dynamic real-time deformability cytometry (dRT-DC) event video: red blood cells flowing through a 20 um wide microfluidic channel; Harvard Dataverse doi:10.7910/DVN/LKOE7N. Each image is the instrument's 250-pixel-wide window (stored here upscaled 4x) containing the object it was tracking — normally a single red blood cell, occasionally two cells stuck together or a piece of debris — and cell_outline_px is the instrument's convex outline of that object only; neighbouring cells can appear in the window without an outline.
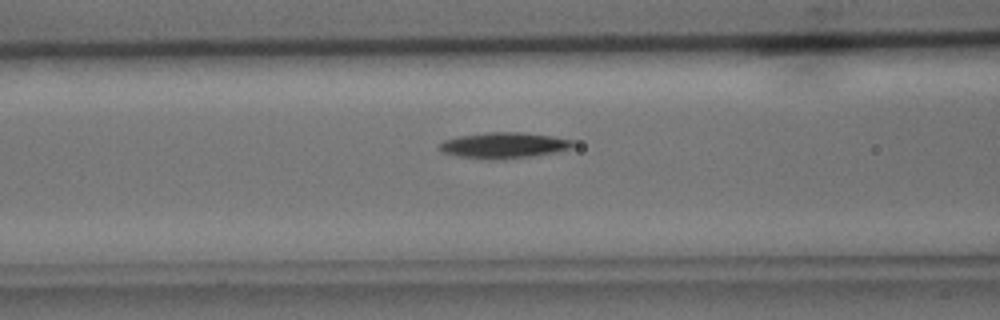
{"species": "common noctule bat (a hibernating species)", "species_latin": "Nyctalus noctula", "temperature_condition": "cold", "stored_images_in_passage": 38, "camera_frame_rate_fps": 3000, "um_per_image_px": 0.085, "animal": {"sex": "male", "body_mass_g": 15.6}, "frame": {"image": 1, "passage_image": 12, "time_ms": 3.667, "image_size_px": [1000, 320], "cell_outline_px": [[576, 144], [572, 148], [556, 152], [532, 156], [504, 160], [484, 160], [456, 156], [440, 152], [440, 144], [444, 140], [460, 136], [492, 132], [524, 132], [552, 136], [576, 140]], "centroid_in_image_um": [42.87, 12.37], "position_along_channel_um": 123.7, "area_um2": 20.52}}
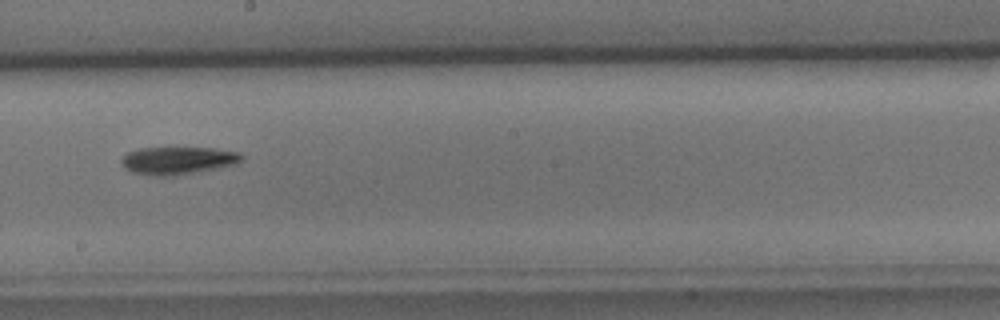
{"frame": {"image": 2, "passage_image": 20, "time_ms": 6.333, "image_size_px": [1000, 320], "cell_outline_px": [[244, 156], [236, 164], [216, 168], [172, 176], [156, 176], [132, 172], [124, 168], [120, 164], [120, 160], [128, 152], [140, 148], [212, 148], [240, 152]], "centroid_in_image_um": [15.09, 13.64], "position_along_channel_um": 233.1, "area_um2": 19.25}}
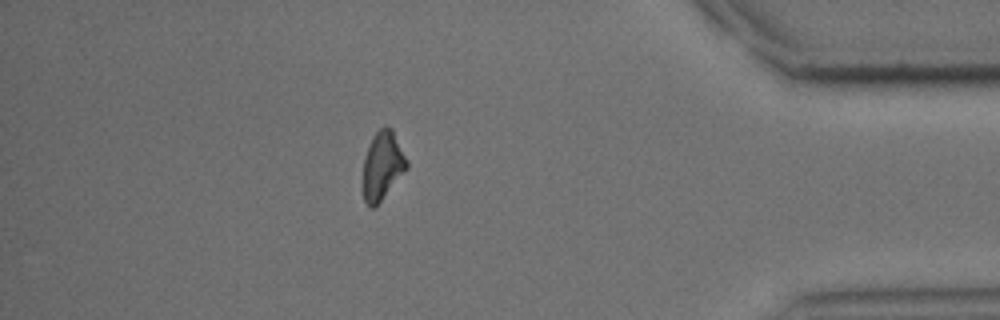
{"frame": {"image": 3, "passage_image": 35, "time_ms": 11.333, "image_size_px": [1000, 320], "cell_outline_px": [[408, 168], [380, 200], [372, 208], [368, 208], [364, 200], [364, 156], [368, 144], [372, 136], [380, 128], [392, 128], [408, 160]], "centroid_in_image_um": [32.52, 14.05], "position_along_channel_um": 402.7, "area_um2": 17.17}, "authors_computed_cell_mechanics": {"area_um2": 18.4671, "velocity_mm_per_s": 4.0964, "shape_relaxation_time_tau1_ms": 3.3727, "shape_relaxation_time_tau2_ms": null, "deformation_change_tau1": 0.1229, "deformation_change_tau2": null}}